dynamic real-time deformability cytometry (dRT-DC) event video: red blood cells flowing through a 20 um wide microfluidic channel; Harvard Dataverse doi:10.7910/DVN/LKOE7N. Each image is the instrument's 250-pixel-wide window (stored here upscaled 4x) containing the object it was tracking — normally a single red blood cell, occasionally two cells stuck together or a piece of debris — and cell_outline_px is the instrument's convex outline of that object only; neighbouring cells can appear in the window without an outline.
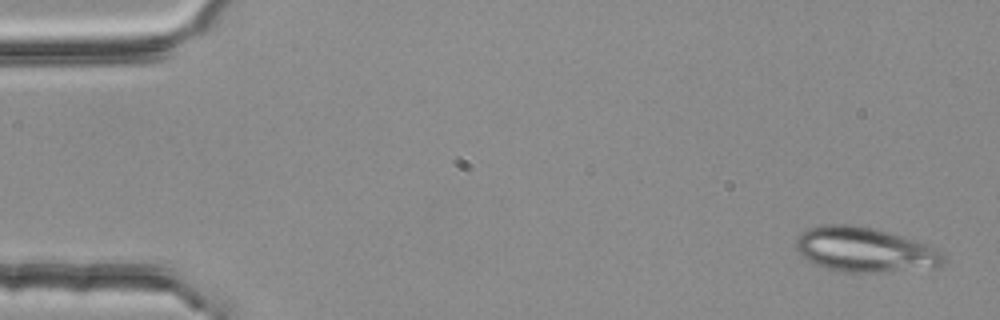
{"species": "common noctule bat (a hibernating species)", "species_latin": "Nyctalus noctula", "temperature_condition": "room temperature", "stored_images_in_passage": 51, "camera_frame_rate_fps": 3000, "um_per_image_px": 0.085, "animal": {"sex": "female", "body_mass_g": 25.1}, "frame": {"image": 1, "passage_image": 1, "time_ms": 0.0, "image_size_px": [1000, 320], "cell_outline_px": [[944, 264], [936, 268], [876, 272], [844, 272], [828, 268], [804, 260], [800, 256], [796, 248], [796, 240], [800, 232], [808, 228], [824, 224], [852, 224], [876, 228], [904, 236], [924, 244], [940, 252], [944, 256]], "centroid_in_image_um": [73.46, 21.22], "position_along_channel_um": 11.5, "area_um2": 38.67}}
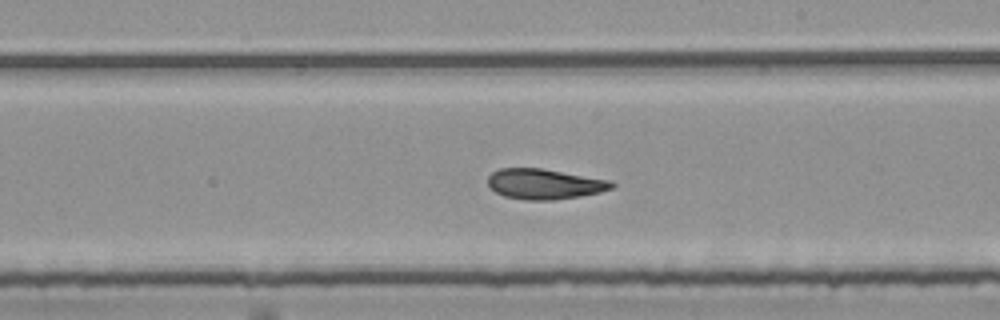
{"frame": {"image": 2, "passage_image": 30, "time_ms": 9.667, "image_size_px": [1000, 320], "cell_outline_px": [[616, 184], [612, 188], [600, 192], [580, 196], [552, 200], [524, 200], [504, 196], [496, 192], [488, 184], [488, 176], [492, 172], [500, 168], [540, 168], [612, 180]], "centroid_in_image_um": [46.29, 15.64], "position_along_channel_um": 242.7, "area_um2": 21.91}}
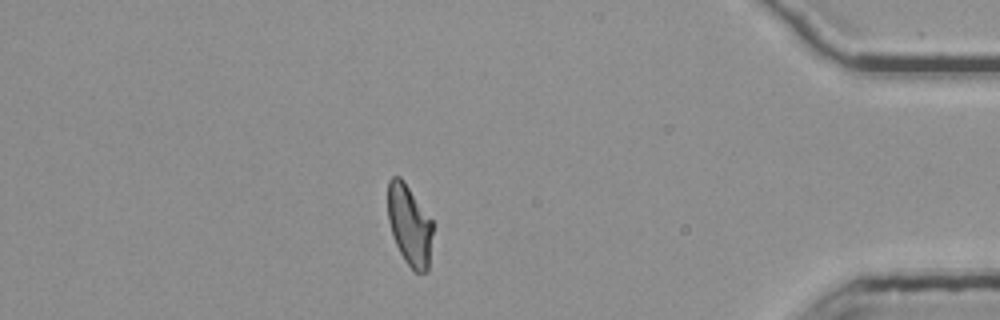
{"frame": {"image": 3, "passage_image": 46, "time_ms": 15.0, "image_size_px": [1000, 320], "cell_outline_px": [[432, 232], [428, 272], [416, 272], [404, 260], [392, 236], [388, 220], [388, 180], [392, 176], [400, 176], [432, 220]], "centroid_in_image_um": [34.79, 19.14], "position_along_channel_um": 400.4, "area_um2": 20.92}, "authors_computed_cell_mechanics": {"area_um2": 22.5998, "velocity_mm_per_s": 3.7631, "shape_relaxation_time_tau1_ms": null, "shape_relaxation_time_tau2_ms": 3.2548, "deformation_change_tau1": null, "deformation_change_tau2": 0.094}}